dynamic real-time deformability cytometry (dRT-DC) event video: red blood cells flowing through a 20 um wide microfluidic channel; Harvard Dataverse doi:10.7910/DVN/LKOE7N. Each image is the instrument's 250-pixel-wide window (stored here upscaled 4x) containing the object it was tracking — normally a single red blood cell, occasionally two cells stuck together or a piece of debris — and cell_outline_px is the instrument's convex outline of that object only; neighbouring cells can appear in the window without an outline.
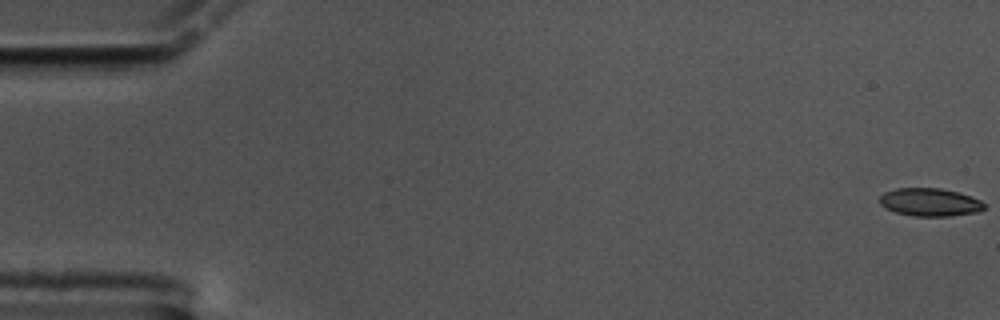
{"species": "common noctule bat (a hibernating species)", "species_latin": "Nyctalus noctula", "temperature_condition": "cold", "stored_images_in_passage": 61, "camera_frame_rate_fps": 3000, "um_per_image_px": 0.085, "animal": {"sex": "male", "body_mass_g": 17.5, "forearm_length_mm": 52.3}, "frame": {"image": 1, "passage_image": 1, "time_ms": 0.0, "image_size_px": [1000, 320], "cell_outline_px": [[984, 208], [976, 212], [952, 216], [912, 216], [896, 212], [884, 208], [880, 204], [880, 196], [884, 192], [896, 188], [940, 188], [972, 196], [980, 200], [984, 204]], "centroid_in_image_um": [79.01, 17.19], "position_along_channel_um": 6.0, "area_um2": 17.05}}
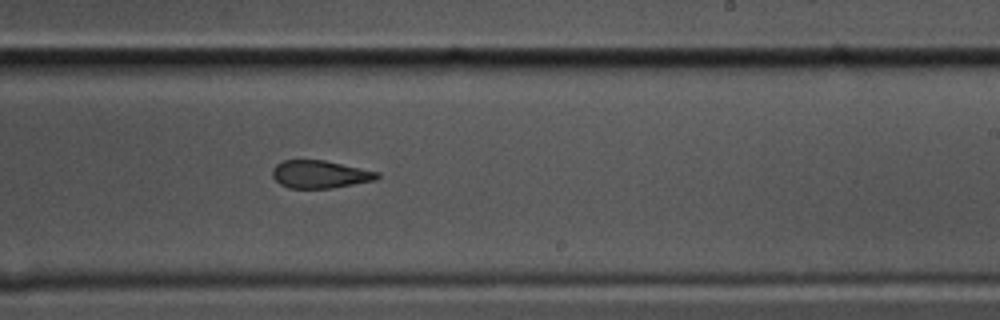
{"frame": {"image": 2, "passage_image": 37, "time_ms": 12.0, "image_size_px": [1000, 320], "cell_outline_px": [[380, 176], [376, 180], [332, 188], [288, 188], [280, 184], [272, 176], [272, 168], [276, 164], [284, 160], [324, 160], [380, 172]], "centroid_in_image_um": [27.2, 14.81], "position_along_channel_um": 261.8, "area_um2": 16.99}}
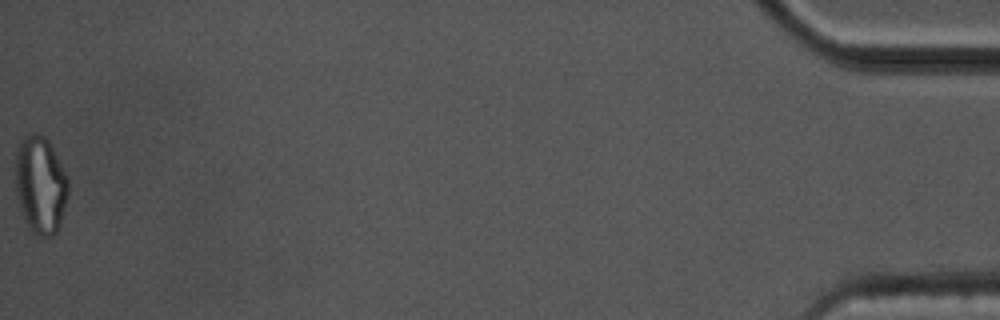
{"frame": {"image": 3, "passage_image": 61, "time_ms": 20.0, "image_size_px": [1000, 320], "cell_outline_px": [[68, 192], [60, 224], [56, 232], [52, 236], [40, 236], [32, 232], [24, 220], [20, 208], [16, 192], [16, 152], [20, 140], [28, 132], [36, 132], [44, 136], [52, 144], [68, 176]], "centroid_in_image_um": [3.44, 15.66], "position_along_channel_um": 431.8, "area_um2": 30.35}, "authors_computed_cell_mechanics": {"area_um2": 17.9758, "velocity_mm_per_s": 3.3698, "shape_relaxation_time_tau1_ms": 10.6689, "shape_relaxation_time_tau2_ms": 2.4566, "deformation_change_tau1": 0.1885, "deformation_change_tau2": 0.0824}}